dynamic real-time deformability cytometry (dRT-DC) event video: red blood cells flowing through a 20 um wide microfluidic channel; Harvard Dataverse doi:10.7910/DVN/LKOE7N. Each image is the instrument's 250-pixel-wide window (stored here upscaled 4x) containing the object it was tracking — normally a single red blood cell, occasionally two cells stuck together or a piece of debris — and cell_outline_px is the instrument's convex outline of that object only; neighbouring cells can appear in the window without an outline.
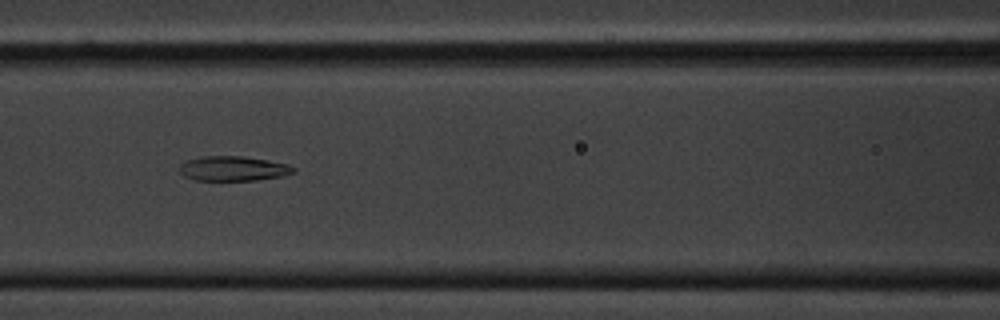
{"species": "common noctule bat (a hibernating species)", "species_latin": "Nyctalus noctula", "temperature_condition": "cold", "stored_images_in_passage": 11, "camera_frame_rate_fps": 3000, "um_per_image_px": 0.085, "animal": {"sex": "male", "body_mass_g": 20.1, "forearm_length_mm": 53.5}, "frame": {"image": 1, "passage_image": 8, "time_ms": 8.0, "image_size_px": [1000, 320], "cell_outline_px": [[296, 172], [284, 176], [256, 180], [196, 180], [184, 176], [180, 172], [180, 164], [184, 160], [200, 156], [244, 156], [268, 160], [288, 164], [296, 168]], "centroid_in_image_um": [19.83, 14.32], "position_along_channel_um": 146.8, "area_um2": 16.65}}
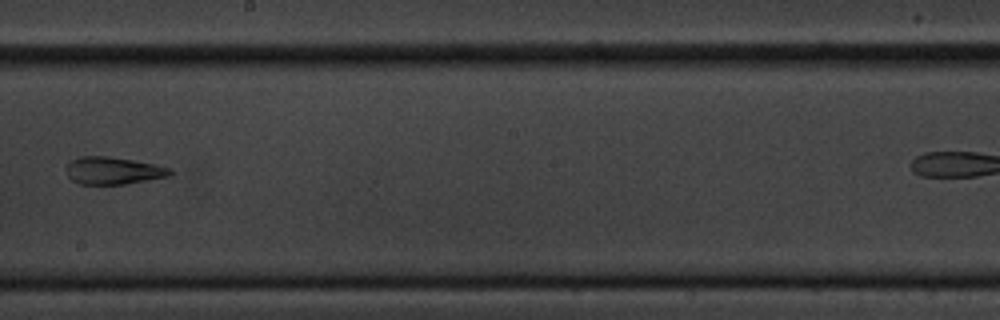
{"frame": {"image": 2, "passage_image": 10, "time_ms": 10.667, "image_size_px": [1000, 320], "cell_outline_px": [[172, 172], [168, 176], [148, 180], [124, 184], [80, 184], [72, 180], [68, 176], [68, 164], [72, 160], [80, 156], [108, 156], [156, 164], [168, 168]], "centroid_in_image_um": [9.61, 14.5], "position_along_channel_um": 238.6, "area_um2": 16.3}}